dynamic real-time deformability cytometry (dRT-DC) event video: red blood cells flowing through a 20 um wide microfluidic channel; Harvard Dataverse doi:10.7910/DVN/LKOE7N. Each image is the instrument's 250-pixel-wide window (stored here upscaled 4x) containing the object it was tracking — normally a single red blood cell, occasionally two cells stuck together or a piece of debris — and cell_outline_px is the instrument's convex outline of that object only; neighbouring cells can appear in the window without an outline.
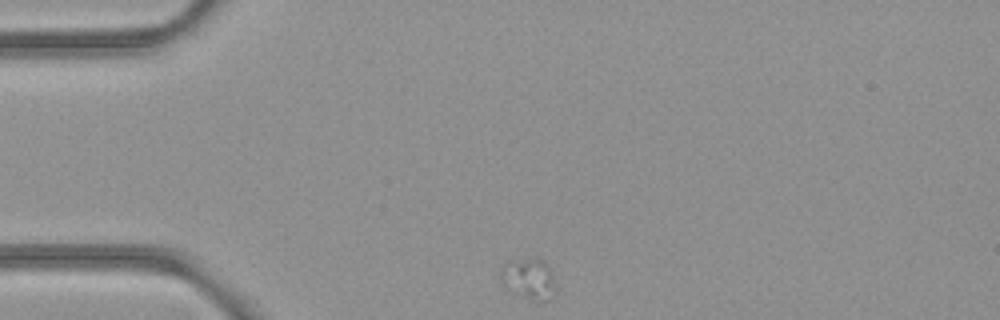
{"species": "common noctule bat (a hibernating species)", "species_latin": "Nyctalus noctula", "temperature_condition": "room temperature", "stored_images_in_passage": 12, "camera_frame_rate_fps": 3000, "um_per_image_px": 0.085, "animal": {"sex": "female", "body_mass_g": 21.9}, "frame": {"image": 1, "passage_image": 1, "time_ms": 0.0, "image_size_px": [1000, 320], "cell_outline_px": [[556, 288], [548, 300], [540, 304], [512, 292], [500, 280], [500, 268], [508, 260], [544, 260], [548, 264], [552, 272], [556, 284]], "centroid_in_image_um": [44.96, 23.73], "position_along_channel_um": 40.0, "area_um2": 13.29}}